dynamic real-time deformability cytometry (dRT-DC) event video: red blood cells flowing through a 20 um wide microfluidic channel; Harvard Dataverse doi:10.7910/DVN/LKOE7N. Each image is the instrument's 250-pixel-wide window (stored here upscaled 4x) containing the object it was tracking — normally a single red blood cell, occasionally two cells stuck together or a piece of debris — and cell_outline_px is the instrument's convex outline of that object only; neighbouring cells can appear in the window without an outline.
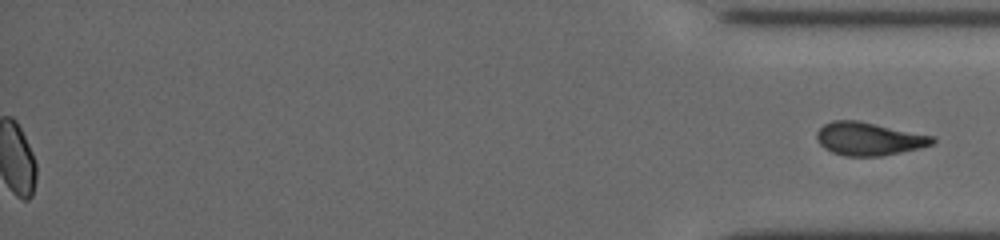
{"species": "common noctule bat (a hibernating species)", "species_latin": "Nyctalus noctula", "temperature_condition": "cold", "stored_images_in_passage": 36, "segment_of_instrument_passage": [2, 2], "camera_frame_rate_fps": 3000, "um_per_image_px": 0.085, "animal": {"sex": "female", "body_mass_g": 19.5, "forearm_length_mm": 54.1}, "frame": {"image": 1, "passage_image": 36, "time_ms": 11.667, "image_size_px": [1000, 240], "cell_outline_px": [[936, 140], [932, 144], [920, 148], [880, 156], [844, 156], [832, 152], [824, 148], [820, 144], [816, 136], [816, 132], [824, 124], [832, 120], [860, 120], [936, 136]], "centroid_in_image_um": [73.87, 11.78], "position_along_channel_um": 361.3, "area_um2": 22.54}}